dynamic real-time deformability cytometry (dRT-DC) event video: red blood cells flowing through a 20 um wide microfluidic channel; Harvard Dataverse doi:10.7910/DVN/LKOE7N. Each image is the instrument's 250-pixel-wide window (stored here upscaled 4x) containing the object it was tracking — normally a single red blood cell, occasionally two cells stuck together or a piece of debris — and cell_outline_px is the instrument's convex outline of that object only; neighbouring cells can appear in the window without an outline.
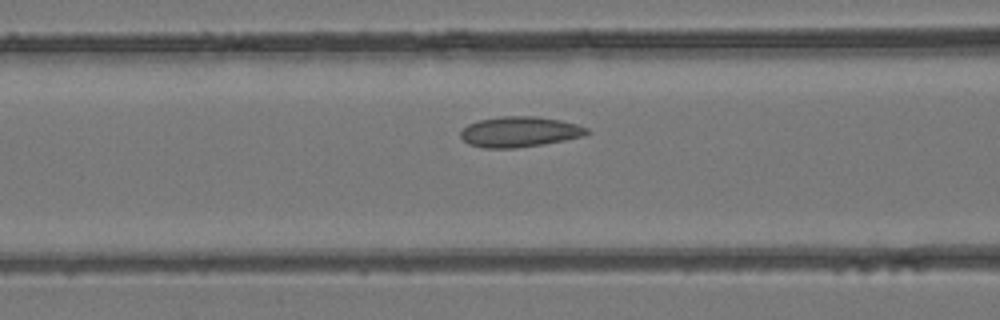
{"species": "common noctule bat (a hibernating species)", "species_latin": "Nyctalus noctula", "temperature_condition": "room temperature", "stored_images_in_passage": 22, "camera_frame_rate_fps": 3000, "um_per_image_px": 0.085, "animal": {"sex": "female", "body_mass_g": 24.6, "forearm_length_mm": 56.2}, "frame": {"image": 1, "passage_image": 10, "time_ms": 3.0, "image_size_px": [1000, 320], "cell_outline_px": [[592, 132], [584, 136], [544, 144], [516, 148], [484, 148], [468, 144], [460, 136], [460, 132], [468, 124], [480, 120], [500, 116], [536, 116], [560, 120], [576, 124], [588, 128]], "centroid_in_image_um": [44.18, 11.2], "position_along_channel_um": 122.4, "area_um2": 22.48}}
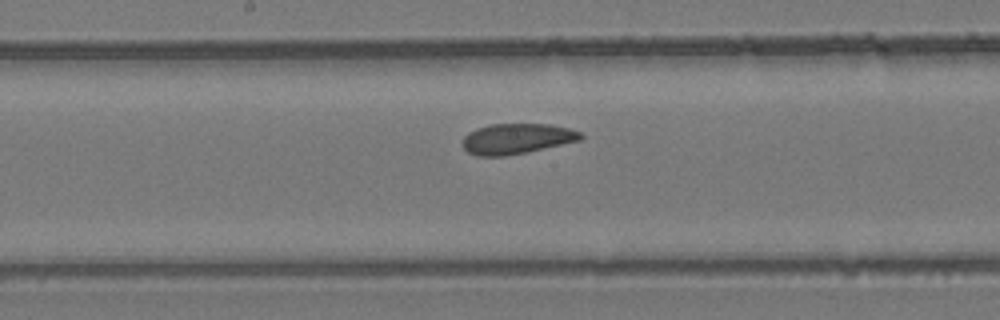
{"frame": {"image": 2, "passage_image": 15, "time_ms": 4.667, "image_size_px": [1000, 320], "cell_outline_px": [[584, 136], [580, 140], [528, 152], [504, 156], [476, 156], [468, 152], [460, 144], [464, 136], [468, 132], [476, 128], [492, 124], [548, 124], [568, 128], [580, 132]], "centroid_in_image_um": [43.88, 11.79], "position_along_channel_um": 204.3, "area_um2": 21.04}}
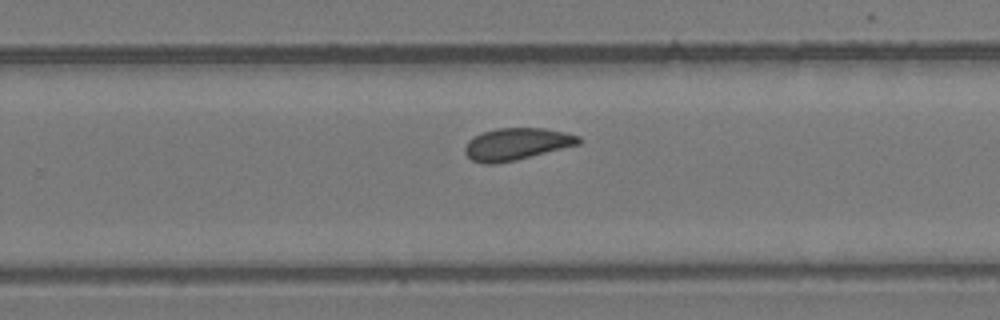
{"frame": {"image": 3, "passage_image": 20, "time_ms": 6.333, "image_size_px": [1000, 320], "cell_outline_px": [[584, 140], [580, 144], [516, 160], [496, 164], [484, 164], [472, 160], [464, 152], [464, 148], [468, 140], [484, 132], [496, 128], [544, 128], [564, 132], [580, 136]], "centroid_in_image_um": [43.93, 12.25], "position_along_channel_um": 285.9, "area_um2": 21.27}}